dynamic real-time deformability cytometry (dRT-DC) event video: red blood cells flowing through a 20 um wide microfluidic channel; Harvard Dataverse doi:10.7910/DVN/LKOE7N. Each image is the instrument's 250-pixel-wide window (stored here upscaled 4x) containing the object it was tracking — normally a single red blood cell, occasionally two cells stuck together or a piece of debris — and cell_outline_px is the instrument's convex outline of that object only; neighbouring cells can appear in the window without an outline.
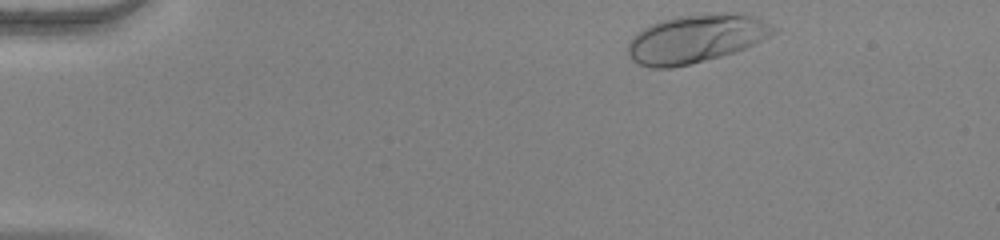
{"species": "human", "species_latin": "Homo sapiens", "temperature_condition": "warm", "stored_images_in_passage": 32, "camera_frame_rate_fps": 3000, "um_per_image_px": 0.085, "donor": {"sex": "female"}, "frame": {"image": 1, "passage_image": 1, "time_ms": 0.0, "image_size_px": [1000, 240], "cell_outline_px": [[776, 32], [756, 44], [720, 56], [672, 68], [652, 68], [640, 64], [632, 60], [628, 56], [628, 44], [632, 36], [644, 28], [652, 24], [664, 20], [680, 16], [736, 12], [760, 20], [776, 28]], "centroid_in_image_um": [59.12, 3.3], "position_along_channel_um": 25.9, "area_um2": 40.17}}
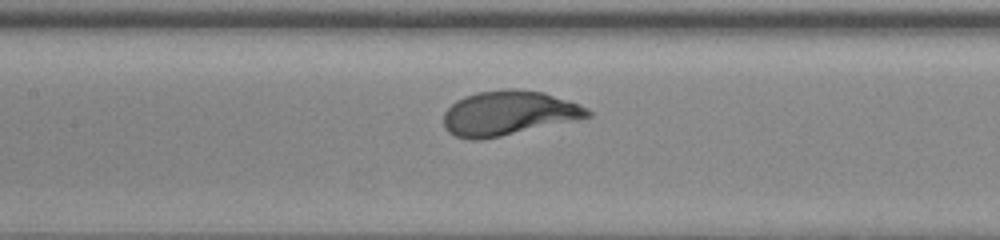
{"frame": {"image": 2, "passage_image": 19, "time_ms": 6.0, "image_size_px": [1000, 240], "cell_outline_px": [[592, 116], [500, 136], [480, 140], [468, 140], [456, 136], [448, 132], [444, 128], [444, 112], [456, 100], [464, 96], [476, 92], [504, 88], [516, 88], [544, 92], [588, 108], [592, 112]], "centroid_in_image_um": [43.17, 9.6], "position_along_channel_um": 164.2, "area_um2": 37.28}}
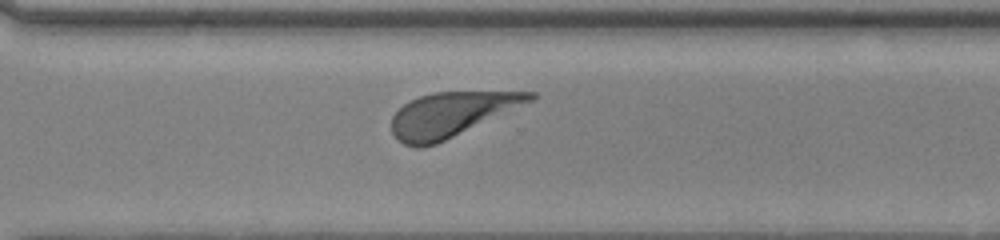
{"frame": {"image": 3, "passage_image": 32, "time_ms": 10.333, "image_size_px": [1000, 240], "cell_outline_px": [[536, 100], [436, 144], [420, 148], [416, 148], [404, 144], [392, 132], [392, 116], [404, 104], [420, 96], [432, 92], [536, 92]], "centroid_in_image_um": [38.38, 9.73], "position_along_channel_um": 332.2, "area_um2": 35.55}}